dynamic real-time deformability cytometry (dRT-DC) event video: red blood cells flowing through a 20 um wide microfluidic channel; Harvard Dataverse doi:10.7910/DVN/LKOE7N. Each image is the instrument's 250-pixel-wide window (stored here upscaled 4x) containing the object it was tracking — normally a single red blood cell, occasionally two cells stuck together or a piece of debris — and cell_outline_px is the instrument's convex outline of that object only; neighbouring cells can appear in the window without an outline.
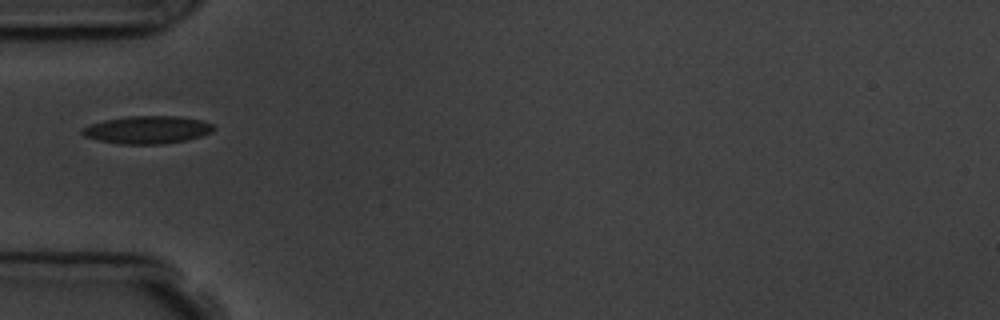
{"species": "common noctule bat (a hibernating species)", "species_latin": "Nyctalus noctula", "temperature_condition": "room temperature", "stored_images_in_passage": 2, "camera_frame_rate_fps": 3000, "um_per_image_px": 0.085, "animal": {"sex": "male", "body_mass_g": 19.5, "forearm_length_mm": 54.6}, "frame": {"image": 1, "passage_image": 2, "time_ms": 1.0, "image_size_px": [1000, 320], "cell_outline_px": [[216, 128], [212, 132], [200, 136], [184, 140], [164, 144], [120, 144], [96, 140], [84, 136], [80, 132], [80, 128], [104, 120], [128, 116], [180, 116], [200, 120], [212, 124]], "centroid_in_image_um": [12.49, 11.03], "position_along_channel_um": 72.5, "area_um2": 21.27}}